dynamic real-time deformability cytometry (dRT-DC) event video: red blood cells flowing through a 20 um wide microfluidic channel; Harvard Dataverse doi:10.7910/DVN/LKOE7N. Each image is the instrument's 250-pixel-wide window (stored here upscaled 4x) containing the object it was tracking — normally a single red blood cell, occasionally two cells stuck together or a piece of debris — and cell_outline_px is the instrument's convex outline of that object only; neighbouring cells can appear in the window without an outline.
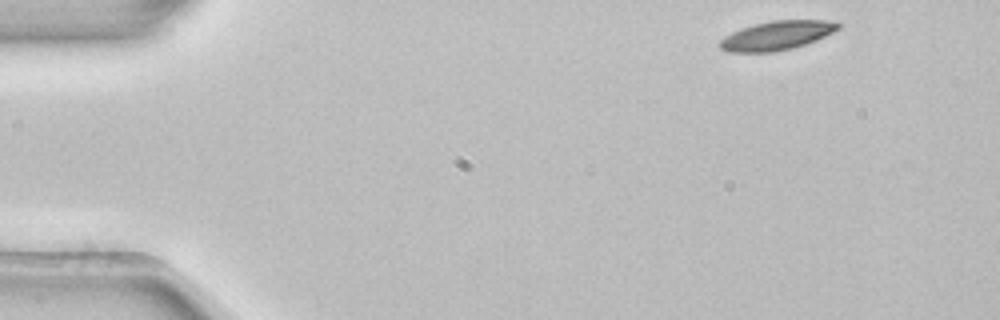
{"species": "common noctule bat (a hibernating species)", "species_latin": "Nyctalus noctula", "temperature_condition": "room temperature", "stored_images_in_passage": 3, "camera_frame_rate_fps": 3000, "um_per_image_px": 0.085, "animal": {"sex": "female", "body_mass_g": 22.7, "forearm_length_mm": 54.2}, "frame": {"image": 1, "passage_image": 1, "time_ms": 0.0, "image_size_px": [1000, 320], "cell_outline_px": [[840, 28], [816, 40], [792, 48], [772, 52], [728, 52], [720, 48], [720, 40], [724, 36], [732, 32], [756, 24], [772, 20], [824, 20], [840, 24]], "centroid_in_image_um": [66.01, 3.02], "position_along_channel_um": 19.0, "area_um2": 19.65}}
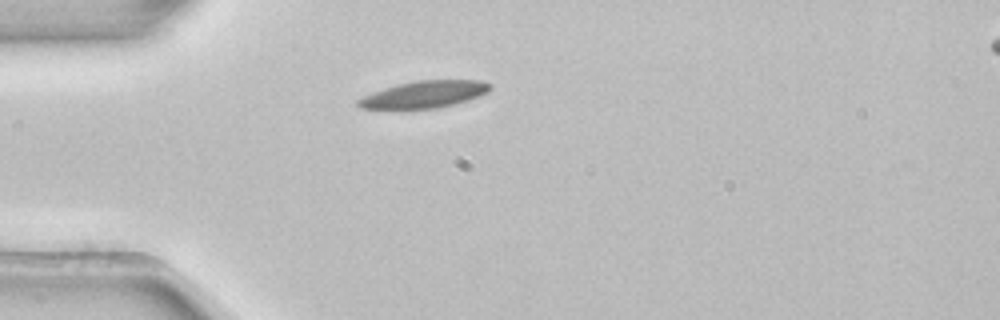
{"frame": {"image": 2, "passage_image": 3, "time_ms": 0.667, "image_size_px": [1000, 320], "cell_outline_px": [[492, 88], [488, 92], [468, 100], [436, 108], [404, 112], [360, 108], [356, 104], [356, 100], [372, 92], [384, 88], [416, 80], [480, 80], [492, 84]], "centroid_in_image_um": [35.98, 8.07], "position_along_channel_um": 49.0, "area_um2": 21.56}}